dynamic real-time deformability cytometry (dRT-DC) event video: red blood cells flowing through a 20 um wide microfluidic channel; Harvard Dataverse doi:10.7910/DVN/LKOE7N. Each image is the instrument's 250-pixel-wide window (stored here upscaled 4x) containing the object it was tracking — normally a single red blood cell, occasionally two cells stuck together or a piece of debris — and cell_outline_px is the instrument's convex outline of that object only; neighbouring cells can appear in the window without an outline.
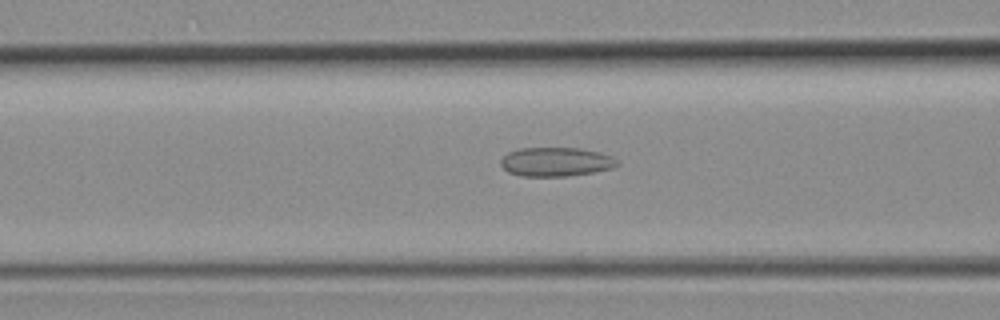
{"species": "common noctule bat (a hibernating species)", "species_latin": "Nyctalus noctula", "temperature_condition": "room temperature", "stored_images_in_passage": 39, "camera_frame_rate_fps": 3000, "um_per_image_px": 0.085, "animal": {"sex": "female", "body_mass_g": 19.3, "forearm_length_mm": 54.1}, "frame": {"image": 1, "passage_image": 11, "time_ms": 3.333, "image_size_px": [1000, 320], "cell_outline_px": [[620, 164], [612, 168], [592, 172], [568, 176], [520, 176], [508, 172], [500, 164], [500, 160], [508, 152], [520, 148], [580, 148], [612, 156]], "centroid_in_image_um": [47.22, 13.76], "position_along_channel_um": 119.4, "area_um2": 19.59}}
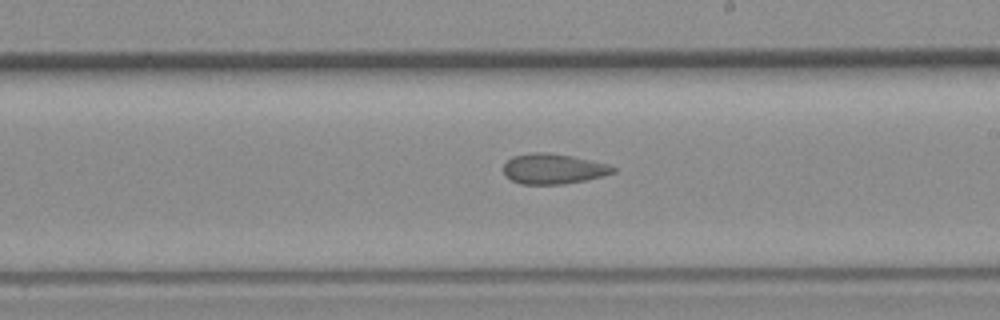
{"frame": {"image": 2, "passage_image": 19, "time_ms": 6.0, "image_size_px": [1000, 320], "cell_outline_px": [[616, 172], [604, 176], [564, 184], [520, 184], [504, 176], [504, 164], [512, 156], [532, 152], [548, 152], [572, 156], [608, 164], [616, 168]], "centroid_in_image_um": [47.02, 14.35], "position_along_channel_um": 242.0, "area_um2": 19.42}}
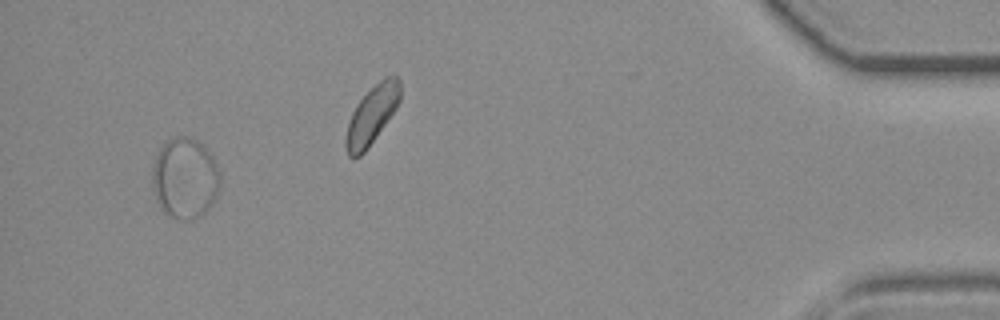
{"frame": {"image": 3, "passage_image": 36, "time_ms": 11.667, "image_size_px": [1000, 320], "cell_outline_px": [[220, 184], [216, 200], [200, 216], [192, 220], [176, 220], [164, 212], [160, 208], [156, 200], [152, 188], [152, 168], [156, 156], [160, 148], [168, 140], [176, 136], [188, 136], [196, 140], [212, 156], [216, 164], [220, 176]], "centroid_in_image_um": [15.7, 15.18], "position_along_channel_um": 419.5, "area_um2": 32.14}}